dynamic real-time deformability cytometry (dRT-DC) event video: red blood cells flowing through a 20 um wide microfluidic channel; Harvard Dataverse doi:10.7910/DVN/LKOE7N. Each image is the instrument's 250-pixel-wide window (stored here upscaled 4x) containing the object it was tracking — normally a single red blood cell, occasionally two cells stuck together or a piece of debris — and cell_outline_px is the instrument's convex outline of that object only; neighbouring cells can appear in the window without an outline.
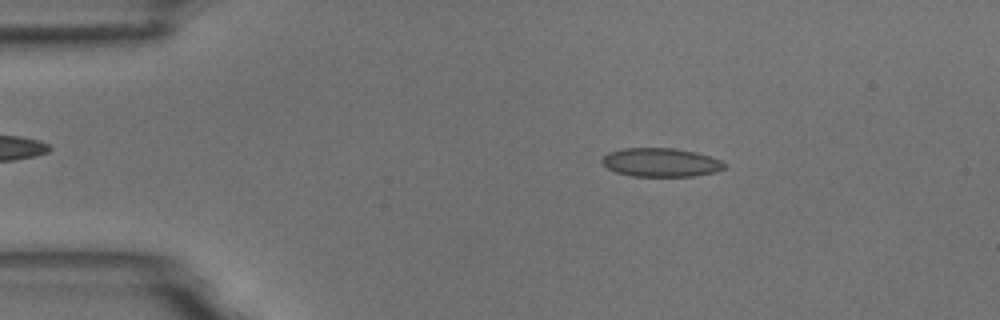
{"species": "common noctule bat (a hibernating species)", "species_latin": "Nyctalus noctula", "temperature_condition": "room temperature", "stored_images_in_passage": 4, "camera_frame_rate_fps": 3000, "um_per_image_px": 0.085, "animal": {"sex": "male", "body_mass_g": 18.8}, "frame": {"image": 1, "passage_image": 1, "time_ms": 0.0, "image_size_px": [1000, 320], "cell_outline_px": [[728, 164], [724, 168], [716, 172], [692, 176], [632, 176], [616, 172], [608, 168], [600, 160], [608, 152], [620, 148], [672, 148], [696, 152], [720, 160]], "centroid_in_image_um": [56.16, 13.8], "position_along_channel_um": 28.8, "area_um2": 20.46}}
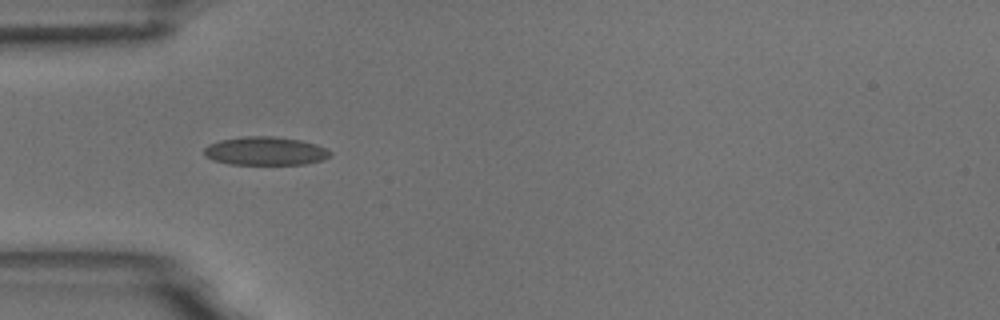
{"frame": {"image": 2, "passage_image": 3, "time_ms": 2.333, "image_size_px": [1000, 320], "cell_outline_px": [[332, 156], [324, 160], [304, 164], [228, 164], [212, 160], [204, 156], [204, 148], [208, 144], [220, 140], [244, 136], [272, 136], [300, 140], [316, 144], [328, 148], [332, 152]], "centroid_in_image_um": [22.57, 12.84], "position_along_channel_um": 62.4, "area_um2": 21.15}}
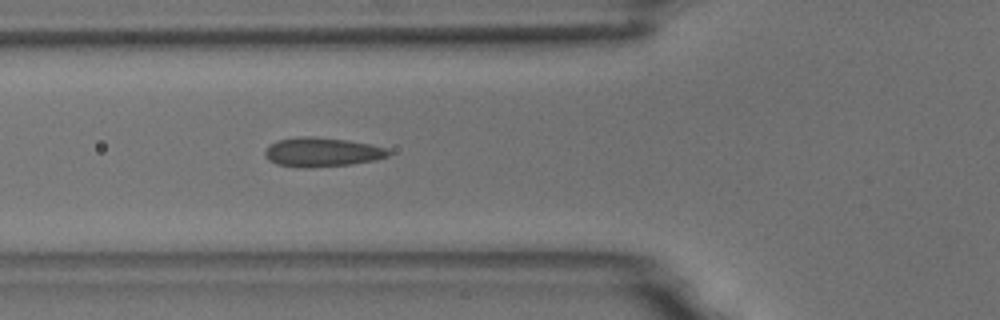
{"frame": {"image": 3, "passage_image": 4, "time_ms": 3.333, "image_size_px": [1000, 320], "cell_outline_px": [[392, 152], [388, 156], [376, 160], [352, 164], [308, 168], [296, 168], [276, 164], [268, 160], [264, 156], [264, 152], [276, 140], [296, 136], [312, 136], [348, 140], [368, 144], [384, 148]], "centroid_in_image_um": [27.33, 12.94], "position_along_channel_um": 98.5, "area_um2": 21.21}}